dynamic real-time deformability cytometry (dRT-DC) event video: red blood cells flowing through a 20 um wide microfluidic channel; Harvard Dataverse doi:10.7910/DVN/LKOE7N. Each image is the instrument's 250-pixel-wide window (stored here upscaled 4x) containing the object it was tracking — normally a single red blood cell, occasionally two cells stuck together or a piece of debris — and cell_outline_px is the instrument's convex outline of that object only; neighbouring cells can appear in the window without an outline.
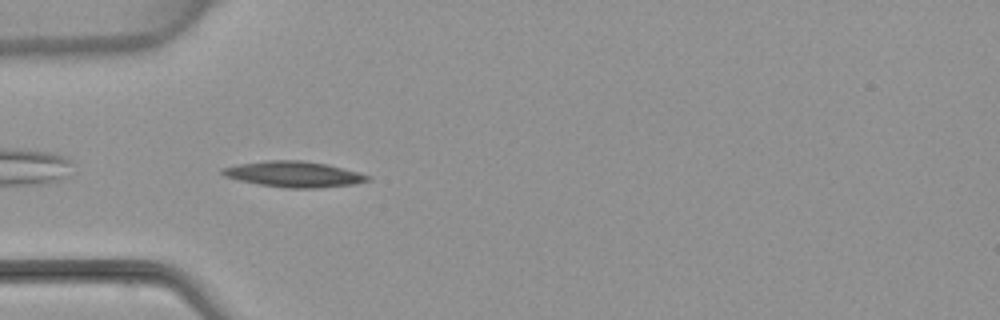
{"species": "common noctule bat (a hibernating species)", "species_latin": "Nyctalus noctula", "temperature_condition": "warm", "stored_images_in_passage": 5, "camera_frame_rate_fps": 3000, "um_per_image_px": 0.085, "animal": {"sex": "female", "body_mass_g": 22.7, "forearm_length_mm": 54.2}, "frame": {"image": 1, "passage_image": 4, "time_ms": 4.0, "image_size_px": [1000, 320], "cell_outline_px": [[372, 180], [356, 184], [320, 188], [288, 188], [260, 184], [240, 180], [224, 176], [220, 172], [220, 168], [236, 164], [268, 160], [300, 160], [328, 164], [372, 176]], "centroid_in_image_um": [25.0, 14.8], "position_along_channel_um": 60.0, "area_um2": 21.96}}
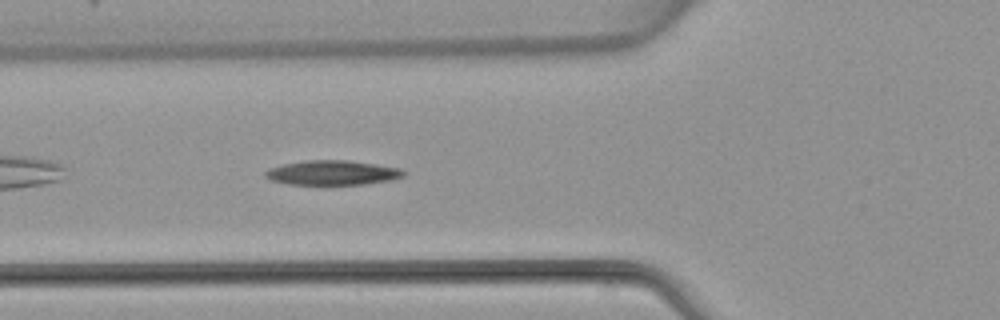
{"frame": {"image": 2, "passage_image": 5, "time_ms": 5.0, "image_size_px": [1000, 320], "cell_outline_px": [[404, 176], [388, 180], [364, 184], [288, 184], [272, 180], [264, 176], [264, 172], [268, 168], [284, 164], [304, 160], [348, 160], [400, 168], [404, 172]], "centroid_in_image_um": [28.2, 14.67], "position_along_channel_um": 97.6, "area_um2": 19.59}}